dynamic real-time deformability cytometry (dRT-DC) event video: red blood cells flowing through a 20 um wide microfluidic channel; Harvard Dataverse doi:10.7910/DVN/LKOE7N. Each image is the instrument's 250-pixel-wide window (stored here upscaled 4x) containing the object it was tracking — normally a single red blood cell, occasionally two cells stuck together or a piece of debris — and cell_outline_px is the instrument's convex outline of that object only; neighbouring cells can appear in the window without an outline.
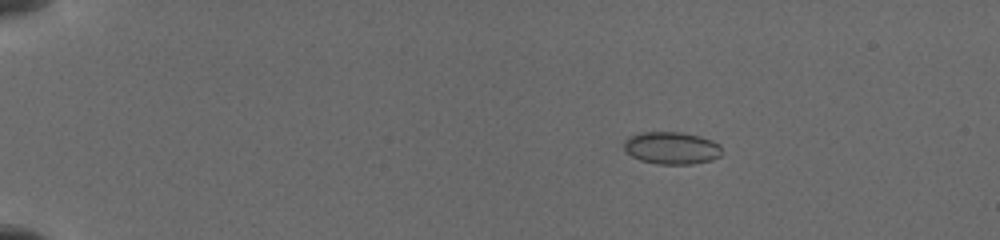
{"species": "common noctule bat (a hibernating species)", "species_latin": "Nyctalus noctula", "temperature_condition": "cold", "stored_images_in_passage": 7, "camera_frame_rate_fps": 3000, "um_per_image_px": 0.085, "animal": {"sex": "female", "body_mass_g": 19.5, "forearm_length_mm": 54.1}, "frame": {"image": 1, "passage_image": 2, "time_ms": 0.667, "image_size_px": [1000, 240], "cell_outline_px": [[720, 156], [712, 160], [692, 164], [660, 164], [640, 160], [624, 152], [624, 140], [628, 136], [640, 132], [680, 132], [700, 136], [712, 140], [720, 144]], "centroid_in_image_um": [57.05, 12.57], "position_along_channel_um": 27.9, "area_um2": 18.61}}
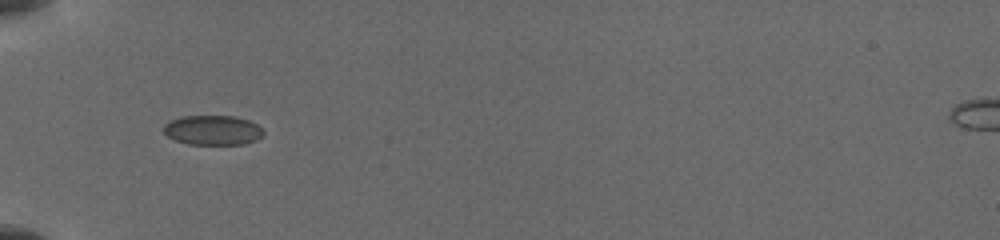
{"frame": {"image": 2, "passage_image": 6, "time_ms": 4.0, "image_size_px": [1000, 240], "cell_outline_px": [[264, 136], [256, 140], [244, 144], [188, 144], [176, 140], [168, 136], [164, 132], [164, 124], [180, 116], [236, 116], [248, 120], [256, 124], [264, 132]], "centroid_in_image_um": [18.1, 11.06], "position_along_channel_um": 66.9, "area_um2": 17.22}}